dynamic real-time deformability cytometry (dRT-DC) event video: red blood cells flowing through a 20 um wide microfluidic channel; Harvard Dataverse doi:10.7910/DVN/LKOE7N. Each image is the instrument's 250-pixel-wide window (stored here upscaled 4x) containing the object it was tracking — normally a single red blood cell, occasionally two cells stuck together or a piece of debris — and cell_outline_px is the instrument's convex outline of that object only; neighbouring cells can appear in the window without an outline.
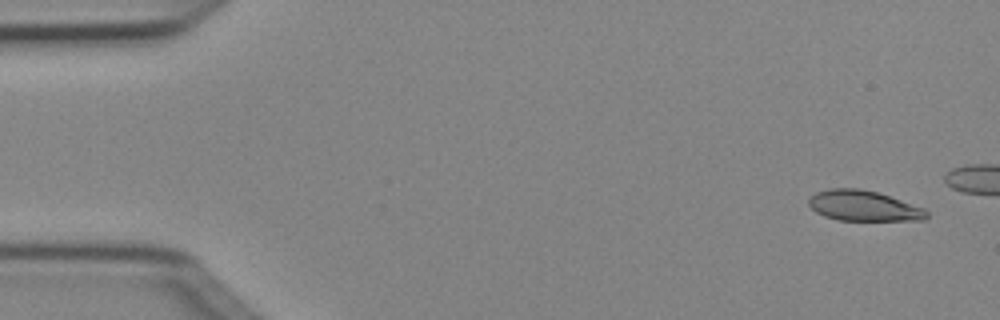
{"species": "Egyptian fruit bat (a non-hibernating species)", "species_latin": "Rousettus aegyptiacus", "temperature_condition": "cold", "stored_images_in_passage": 5, "camera_frame_rate_fps": 3000, "um_per_image_px": 0.085, "animal": {"sex": "female"}, "frame": {"image": 1, "passage_image": 1, "time_ms": 0.0, "image_size_px": [1000, 320], "cell_outline_px": [[928, 216], [924, 220], [840, 220], [824, 216], [816, 212], [808, 204], [808, 200], [816, 192], [828, 188], [860, 188], [876, 192], [924, 208], [928, 212]], "centroid_in_image_um": [73.38, 17.49], "position_along_channel_um": 11.6, "area_um2": 20.75}}